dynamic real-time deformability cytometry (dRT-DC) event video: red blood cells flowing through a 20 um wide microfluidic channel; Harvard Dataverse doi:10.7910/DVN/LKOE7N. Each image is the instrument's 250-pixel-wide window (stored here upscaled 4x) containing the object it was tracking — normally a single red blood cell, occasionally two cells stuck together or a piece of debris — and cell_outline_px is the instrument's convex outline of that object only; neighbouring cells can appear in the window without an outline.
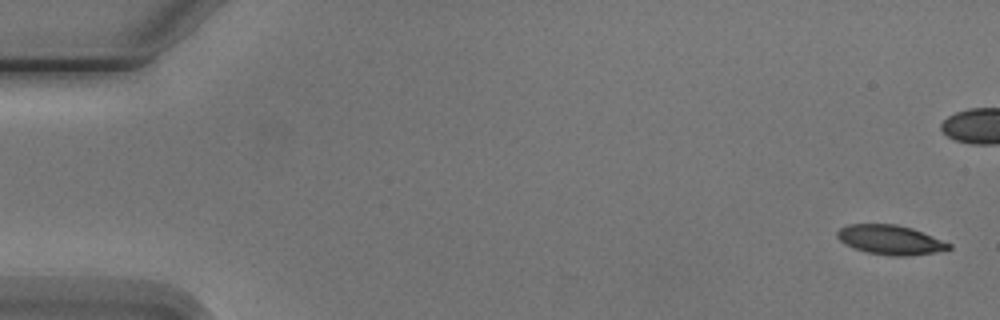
{"species": "Egyptian fruit bat (a non-hibernating species)", "species_latin": "Rousettus aegyptiacus", "temperature_condition": "cold", "stored_images_in_passage": 6, "camera_frame_rate_fps": 3000, "um_per_image_px": 0.085, "animal": {"sex": "male"}, "frame": {"image": 1, "passage_image": 1, "time_ms": 0.0, "image_size_px": [1000, 320], "cell_outline_px": [[952, 248], [932, 252], [904, 256], [892, 256], [868, 252], [852, 248], [844, 244], [836, 236], [836, 232], [840, 228], [848, 224], [896, 224], [912, 228], [952, 244]], "centroid_in_image_um": [75.63, 20.37], "position_along_channel_um": 9.4, "area_um2": 19.02}}